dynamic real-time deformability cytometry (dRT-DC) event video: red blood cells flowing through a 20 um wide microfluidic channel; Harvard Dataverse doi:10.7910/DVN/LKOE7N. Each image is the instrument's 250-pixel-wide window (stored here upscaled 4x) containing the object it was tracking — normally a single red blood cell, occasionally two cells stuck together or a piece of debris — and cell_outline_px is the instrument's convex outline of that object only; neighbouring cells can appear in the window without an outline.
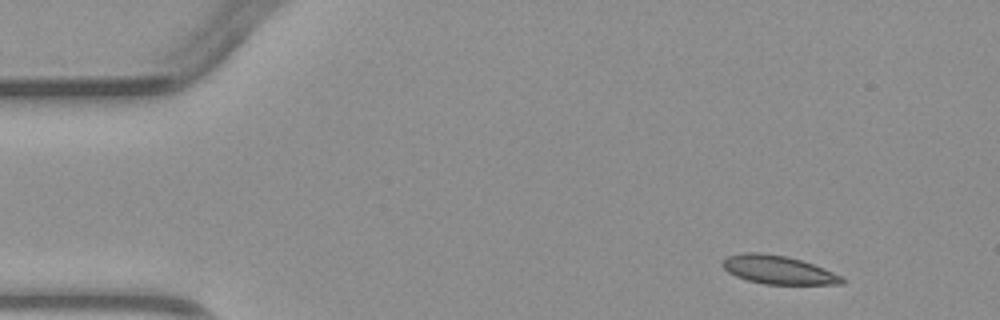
{"species": "common noctule bat (a hibernating species)", "species_latin": "Nyctalus noctula", "temperature_condition": "warm", "stored_images_in_passage": 3, "camera_frame_rate_fps": 3000, "um_per_image_px": 0.085, "animal": {"sex": "male", "body_mass_g": 23.1, "forearm_length_mm": 52.7}, "frame": {"image": 1, "passage_image": 1, "time_ms": 0.0, "image_size_px": [1000, 320], "cell_outline_px": [[844, 284], [764, 284], [748, 280], [736, 276], [728, 272], [720, 264], [720, 260], [728, 256], [744, 252], [760, 252], [784, 256], [800, 260], [824, 268], [844, 276]], "centroid_in_image_um": [66.12, 22.93], "position_along_channel_um": 18.9, "area_um2": 19.83}}